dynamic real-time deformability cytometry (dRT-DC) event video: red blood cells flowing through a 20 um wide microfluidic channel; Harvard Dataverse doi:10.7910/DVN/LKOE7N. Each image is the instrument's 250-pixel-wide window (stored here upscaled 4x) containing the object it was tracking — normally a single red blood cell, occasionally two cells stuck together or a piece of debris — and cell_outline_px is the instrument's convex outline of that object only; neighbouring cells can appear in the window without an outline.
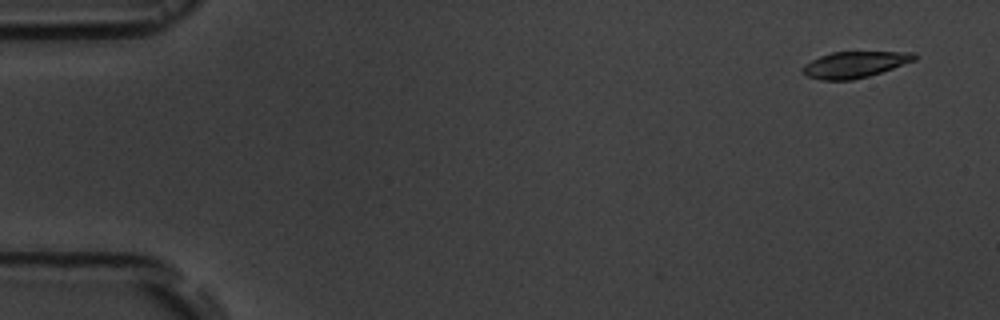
{"species": "common noctule bat (a hibernating species)", "species_latin": "Nyctalus noctula", "temperature_condition": "room temperature", "stored_images_in_passage": 6, "camera_frame_rate_fps": 3000, "um_per_image_px": 0.085, "animal": {"sex": "male", "body_mass_g": 19.5, "forearm_length_mm": 54.6}, "frame": {"image": 1, "passage_image": 1, "time_ms": 0.0, "image_size_px": [1000, 320], "cell_outline_px": [[916, 60], [868, 76], [852, 80], [820, 80], [808, 76], [800, 72], [804, 64], [820, 56], [832, 52], [916, 52]], "centroid_in_image_um": [72.62, 5.49], "position_along_channel_um": 12.4, "area_um2": 16.99}}